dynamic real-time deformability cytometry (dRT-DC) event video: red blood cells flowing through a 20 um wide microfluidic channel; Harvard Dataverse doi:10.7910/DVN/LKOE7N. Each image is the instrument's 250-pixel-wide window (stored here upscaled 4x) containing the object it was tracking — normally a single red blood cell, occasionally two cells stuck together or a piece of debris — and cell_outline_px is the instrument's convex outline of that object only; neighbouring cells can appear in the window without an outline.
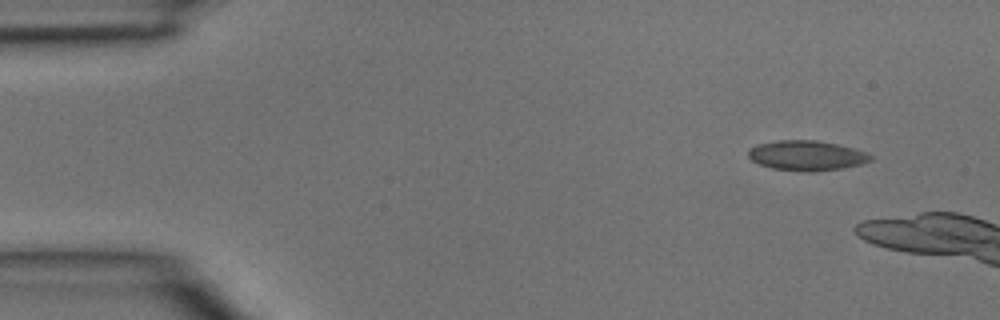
{"species": "common noctule bat (a hibernating species)", "species_latin": "Nyctalus noctula", "temperature_condition": "room temperature", "stored_images_in_passage": 3, "camera_frame_rate_fps": 3000, "um_per_image_px": 0.085, "animal": {"sex": "male", "body_mass_g": 15.6}, "frame": {"image": 1, "passage_image": 1, "time_ms": 0.0, "image_size_px": [1000, 320], "cell_outline_px": [[872, 160], [860, 164], [840, 168], [812, 172], [772, 168], [760, 164], [752, 160], [748, 156], [748, 148], [756, 144], [776, 140], [816, 140], [836, 144], [852, 148], [864, 152], [872, 156]], "centroid_in_image_um": [68.51, 13.21], "position_along_channel_um": 16.5, "area_um2": 21.15}}